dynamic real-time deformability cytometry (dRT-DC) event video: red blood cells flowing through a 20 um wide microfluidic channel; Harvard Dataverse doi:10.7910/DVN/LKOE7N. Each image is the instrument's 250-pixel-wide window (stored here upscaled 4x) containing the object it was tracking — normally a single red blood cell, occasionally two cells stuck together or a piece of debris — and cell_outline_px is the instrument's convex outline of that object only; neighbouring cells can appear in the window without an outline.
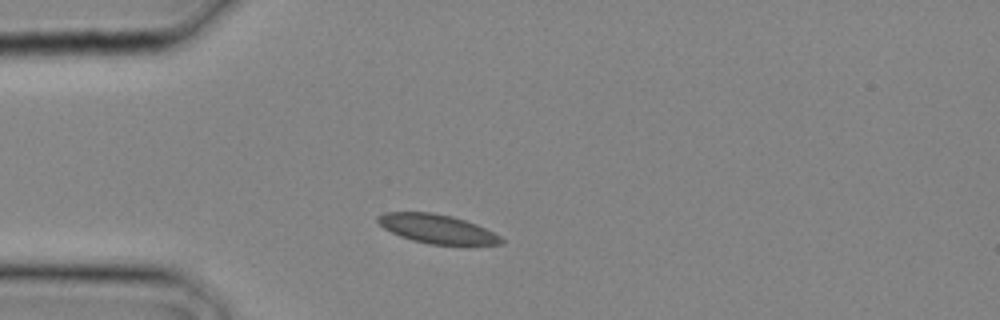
{"species": "common noctule bat (a hibernating species)", "species_latin": "Nyctalus noctula", "temperature_condition": "cold", "stored_images_in_passage": 1, "camera_frame_rate_fps": 3000, "um_per_image_px": 0.085, "animal": {"sex": "male", "body_mass_g": 20.4}, "frame": {"image": 1, "passage_image": 1, "time_ms": 0.0, "image_size_px": [1000, 320], "cell_outline_px": [[504, 244], [428, 244], [412, 240], [400, 236], [384, 228], [376, 220], [376, 216], [384, 212], [432, 212], [452, 216], [476, 224], [500, 236], [504, 240]], "centroid_in_image_um": [37.11, 19.44], "position_along_channel_um": 47.9, "area_um2": 20.63}}